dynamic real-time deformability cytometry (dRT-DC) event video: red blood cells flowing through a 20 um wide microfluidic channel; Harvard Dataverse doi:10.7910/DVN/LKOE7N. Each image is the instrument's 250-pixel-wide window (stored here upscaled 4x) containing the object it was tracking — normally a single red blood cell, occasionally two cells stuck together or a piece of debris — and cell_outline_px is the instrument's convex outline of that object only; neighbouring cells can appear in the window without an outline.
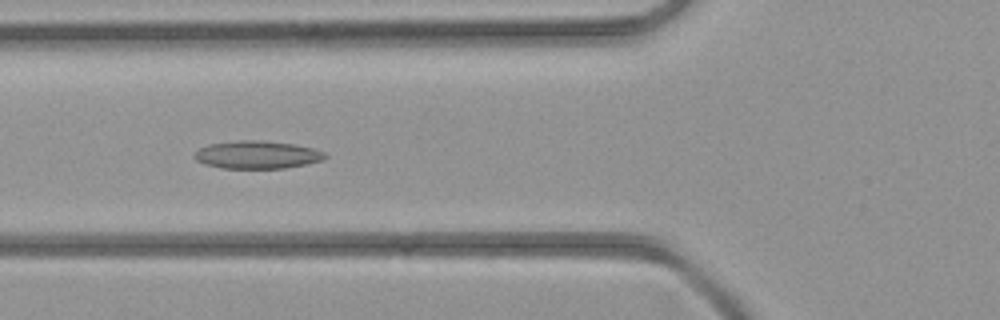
{"species": "common noctule bat (a hibernating species)", "species_latin": "Nyctalus noctula", "temperature_condition": "room temperature", "stored_images_in_passage": 32, "camera_frame_rate_fps": 3000, "um_per_image_px": 0.085, "animal": {"sex": "female", "body_mass_g": 21.9}, "frame": {"image": 1, "passage_image": 10, "time_ms": 3.0, "image_size_px": [1000, 320], "cell_outline_px": [[328, 156], [324, 160], [284, 168], [220, 168], [204, 164], [196, 160], [192, 156], [200, 148], [208, 144], [240, 140], [260, 140], [296, 144], [312, 148], [324, 152]], "centroid_in_image_um": [21.85, 13.15], "position_along_channel_um": 104.0, "area_um2": 21.21}}
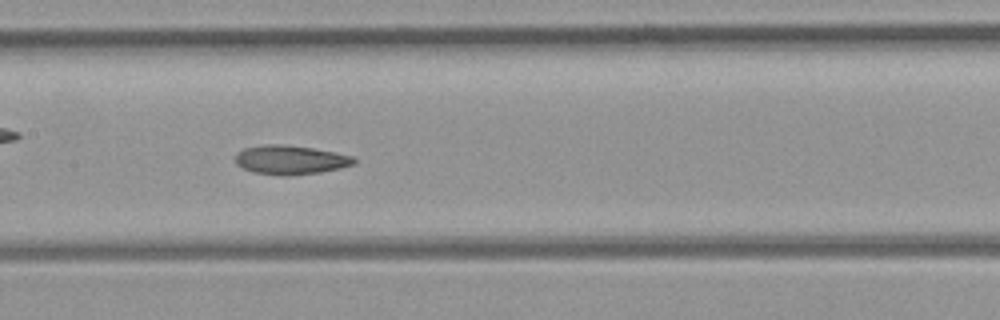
{"frame": {"image": 2, "passage_image": 15, "time_ms": 4.667, "image_size_px": [1000, 320], "cell_outline_px": [[356, 164], [340, 168], [320, 172], [288, 176], [280, 176], [252, 172], [236, 164], [236, 152], [244, 148], [264, 144], [280, 144], [312, 148], [336, 152], [352, 156], [356, 160]], "centroid_in_image_um": [24.68, 13.59], "position_along_channel_um": 182.7, "area_um2": 20.23}}
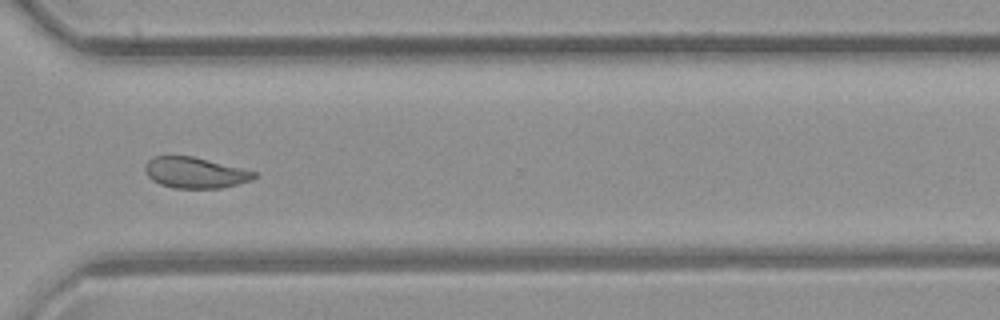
{"frame": {"image": 3, "passage_image": 26, "time_ms": 8.333, "image_size_px": [1000, 320], "cell_outline_px": [[256, 176], [252, 180], [220, 188], [172, 188], [160, 184], [152, 180], [148, 176], [144, 168], [144, 164], [152, 156], [192, 156], [256, 172]], "centroid_in_image_um": [16.53, 14.68], "position_along_channel_um": 354.1, "area_um2": 19.48}}